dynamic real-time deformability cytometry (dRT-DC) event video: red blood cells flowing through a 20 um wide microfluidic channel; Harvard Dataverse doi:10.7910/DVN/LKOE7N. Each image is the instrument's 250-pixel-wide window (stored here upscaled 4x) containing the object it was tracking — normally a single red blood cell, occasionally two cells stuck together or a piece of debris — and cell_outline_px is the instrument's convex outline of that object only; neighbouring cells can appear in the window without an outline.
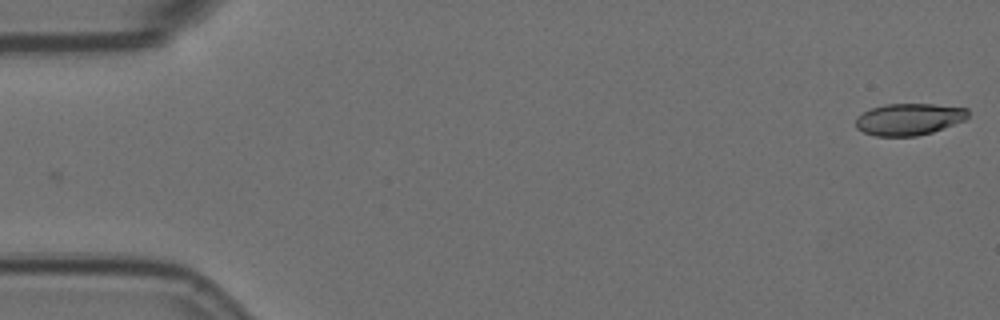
{"species": "Egyptian fruit bat (a non-hibernating species)", "species_latin": "Rousettus aegyptiacus", "temperature_condition": "room temperature", "stored_images_in_passage": 56, "camera_frame_rate_fps": 3000, "um_per_image_px": 0.085, "animal": {"sex": "female"}, "frame": {"image": 1, "passage_image": 1, "time_ms": 0.0, "image_size_px": [1000, 320], "cell_outline_px": [[968, 116], [964, 120], [932, 132], [916, 136], [876, 136], [864, 132], [856, 128], [856, 116], [872, 108], [884, 104], [932, 104], [968, 108]], "centroid_in_image_um": [77.24, 10.13], "position_along_channel_um": 7.8, "area_um2": 20.69}}
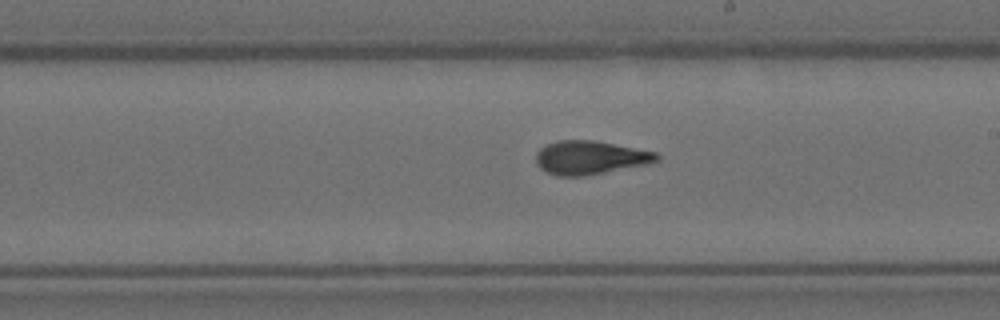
{"frame": {"image": 2, "passage_image": 32, "time_ms": 10.333, "image_size_px": [1000, 320], "cell_outline_px": [[660, 160], [648, 164], [584, 176], [556, 176], [540, 168], [536, 164], [536, 152], [540, 148], [548, 144], [560, 140], [592, 140], [656, 152], [660, 156]], "centroid_in_image_um": [50.15, 13.4], "position_along_channel_um": 238.8, "area_um2": 23.52}}
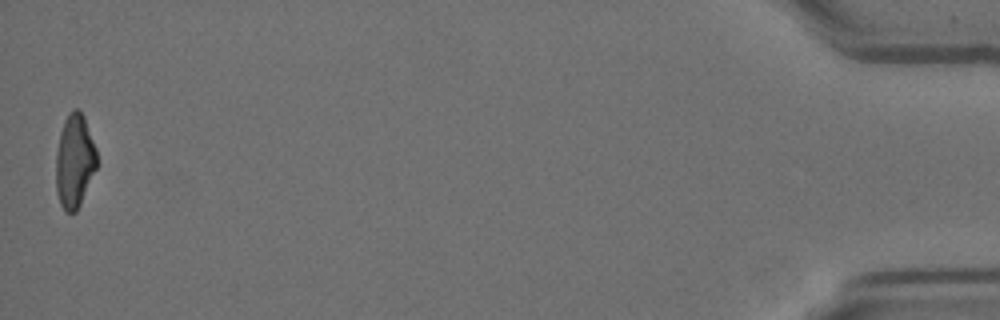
{"frame": {"image": 3, "passage_image": 56, "time_ms": 18.333, "image_size_px": [1000, 320], "cell_outline_px": [[96, 168], [80, 204], [76, 212], [64, 212], [60, 204], [56, 192], [56, 152], [60, 132], [64, 120], [76, 108], [84, 116], [96, 148]], "centroid_in_image_um": [6.32, 13.72], "position_along_channel_um": 428.9, "area_um2": 22.08}, "authors_computed_cell_mechanics": {"area_um2": 22.7732, "velocity_mm_per_s": 3.5869, "shape_relaxation_time_tau1_ms": 7.2857, "shape_relaxation_time_tau2_ms": 1.7711, "deformation_change_tau1": 0.2215, "deformation_change_tau2": 0.0726}}